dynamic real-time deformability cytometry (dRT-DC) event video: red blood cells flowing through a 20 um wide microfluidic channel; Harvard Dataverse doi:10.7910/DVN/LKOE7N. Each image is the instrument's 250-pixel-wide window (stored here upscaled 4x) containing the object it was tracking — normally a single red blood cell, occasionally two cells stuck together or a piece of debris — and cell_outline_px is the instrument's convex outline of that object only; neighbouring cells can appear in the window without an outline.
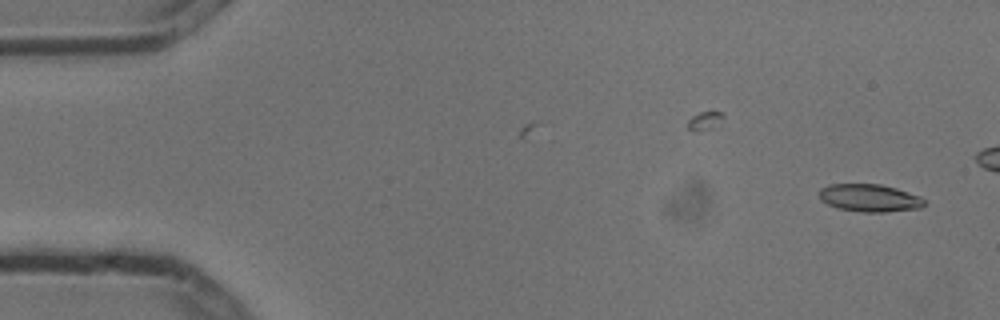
{"species": "common noctule bat (a hibernating species)", "species_latin": "Nyctalus noctula", "temperature_condition": "cold", "stored_images_in_passage": 2, "camera_frame_rate_fps": 3000, "um_per_image_px": 0.085, "animal": {"sex": "male", "body_mass_g": 13.3}, "frame": {"image": 1, "passage_image": 2, "time_ms": 0.333, "image_size_px": [1000, 320], "cell_outline_px": [[928, 204], [920, 208], [884, 212], [860, 212], [836, 208], [820, 200], [816, 192], [820, 188], [828, 184], [880, 184], [896, 188], [920, 196]], "centroid_in_image_um": [73.87, 16.82], "position_along_channel_um": 11.1, "area_um2": 17.22}}